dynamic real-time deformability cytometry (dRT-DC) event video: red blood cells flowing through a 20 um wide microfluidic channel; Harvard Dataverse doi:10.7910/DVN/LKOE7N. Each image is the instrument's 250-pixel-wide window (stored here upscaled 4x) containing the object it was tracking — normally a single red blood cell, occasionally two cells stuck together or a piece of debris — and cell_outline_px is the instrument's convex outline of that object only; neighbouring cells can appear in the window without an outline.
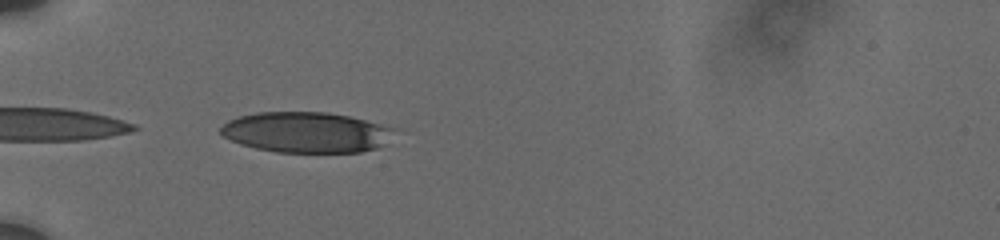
{"species": "human", "species_latin": "Homo sapiens", "temperature_condition": "cold", "stored_images_in_passage": 20, "camera_frame_rate_fps": 3000, "um_per_image_px": 0.085, "donor": {"sex": "male"}, "frame": {"image": 1, "passage_image": 1, "time_ms": 0.0, "image_size_px": [1000, 240], "cell_outline_px": [[392, 128], [384, 144], [376, 148], [360, 152], [276, 152], [256, 148], [240, 144], [224, 136], [220, 132], [220, 128], [228, 120], [240, 116], [256, 112], [328, 112], [348, 116], [380, 124]], "centroid_in_image_um": [25.95, 11.24], "position_along_channel_um": 59.0, "area_um2": 40.52}}
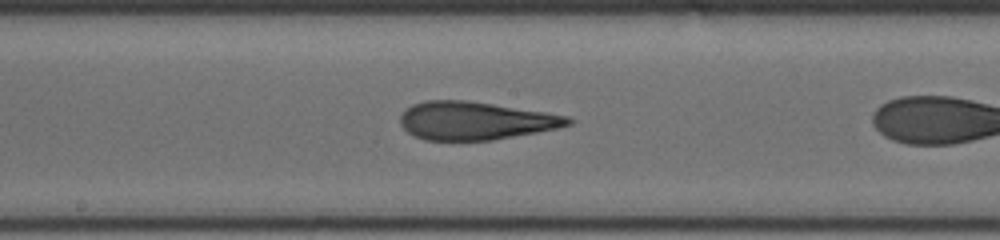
{"frame": {"image": 2, "passage_image": 9, "time_ms": 3.333, "image_size_px": [1000, 240], "cell_outline_px": [[576, 120], [572, 124], [560, 128], [492, 140], [424, 140], [412, 136], [400, 124], [400, 116], [412, 104], [428, 100], [468, 100], [544, 112], [568, 116]], "centroid_in_image_um": [40.41, 10.26], "position_along_channel_um": 207.8, "area_um2": 37.28}}
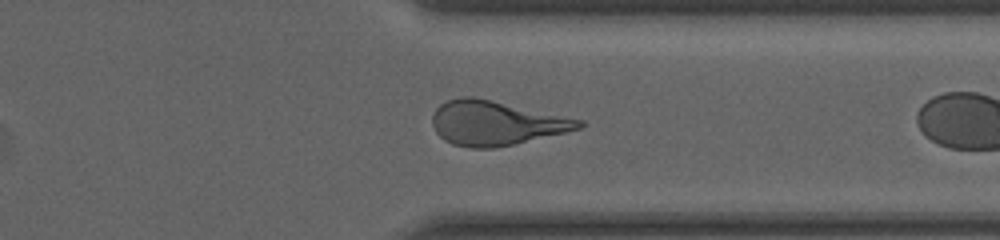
{"frame": {"image": 3, "passage_image": 19, "time_ms": 7.667, "image_size_px": [1000, 240], "cell_outline_px": [[584, 124], [580, 128], [564, 132], [512, 144], [492, 148], [472, 148], [452, 144], [444, 140], [436, 132], [432, 124], [432, 116], [436, 108], [440, 104], [448, 100], [464, 96], [472, 96], [584, 120]], "centroid_in_image_um": [42.11, 10.45], "position_along_channel_um": 369.3, "area_um2": 37.4}}